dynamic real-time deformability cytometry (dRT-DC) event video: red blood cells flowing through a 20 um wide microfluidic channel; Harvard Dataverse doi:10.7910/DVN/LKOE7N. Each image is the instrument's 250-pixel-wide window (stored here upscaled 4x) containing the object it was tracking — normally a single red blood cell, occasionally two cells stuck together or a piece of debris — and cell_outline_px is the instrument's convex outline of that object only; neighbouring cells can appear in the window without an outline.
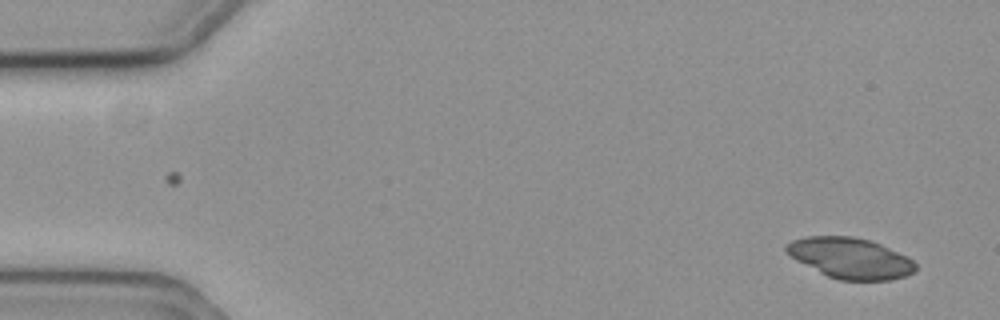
{"species": "common noctule bat (a hibernating species)", "species_latin": "Nyctalus noctula", "temperature_condition": "cold", "stored_images_in_passage": 3, "camera_frame_rate_fps": 3000, "um_per_image_px": 0.085, "animal": {"sex": "female", "body_mass_g": 19.3, "forearm_length_mm": 54.1}, "frame": {"image": 1, "passage_image": 1, "time_ms": 0.0, "image_size_px": [1000, 320], "cell_outline_px": [[916, 272], [904, 276], [888, 280], [840, 280], [828, 276], [796, 260], [784, 248], [792, 240], [808, 236], [852, 236], [868, 240], [880, 244], [908, 256], [916, 264]], "centroid_in_image_um": [72.31, 21.94], "position_along_channel_um": 12.7, "area_um2": 30.35}}